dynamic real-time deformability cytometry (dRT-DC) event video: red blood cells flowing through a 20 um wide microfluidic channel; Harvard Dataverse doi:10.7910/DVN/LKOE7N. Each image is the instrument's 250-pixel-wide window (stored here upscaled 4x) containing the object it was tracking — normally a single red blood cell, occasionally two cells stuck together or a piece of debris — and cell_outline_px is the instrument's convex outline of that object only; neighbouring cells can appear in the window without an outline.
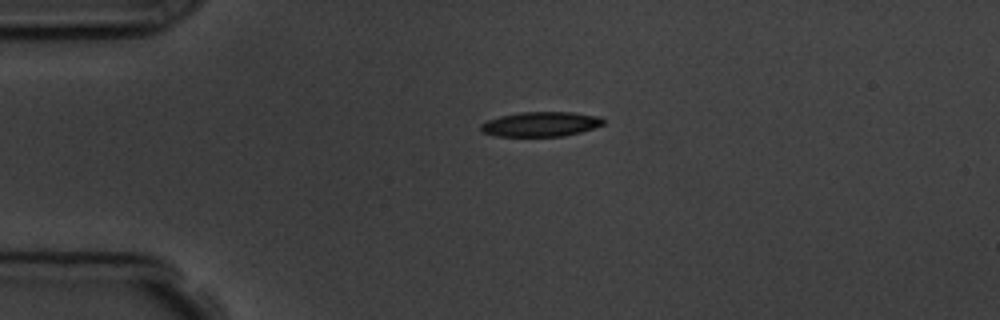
{"species": "common noctule bat (a hibernating species)", "species_latin": "Nyctalus noctula", "temperature_condition": "room temperature", "stored_images_in_passage": 2, "camera_frame_rate_fps": 3000, "um_per_image_px": 0.085, "animal": {"sex": "male", "body_mass_g": 19.5, "forearm_length_mm": 54.6}, "frame": {"image": 1, "passage_image": 1, "time_ms": 0.0, "image_size_px": [1000, 320], "cell_outline_px": [[604, 124], [580, 132], [564, 136], [496, 136], [480, 132], [480, 124], [488, 120], [500, 116], [520, 112], [572, 112], [600, 116], [604, 120]], "centroid_in_image_um": [45.94, 10.55], "position_along_channel_um": 39.1, "area_um2": 17.69}}